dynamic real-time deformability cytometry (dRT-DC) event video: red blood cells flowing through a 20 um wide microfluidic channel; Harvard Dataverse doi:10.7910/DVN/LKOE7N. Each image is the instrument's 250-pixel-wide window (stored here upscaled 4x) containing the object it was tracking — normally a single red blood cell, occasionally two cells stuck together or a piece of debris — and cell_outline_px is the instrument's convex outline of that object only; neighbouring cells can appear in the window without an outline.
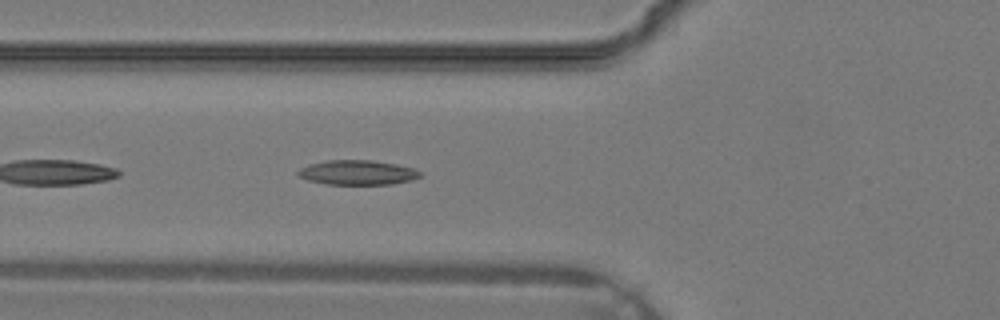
{"species": "common noctule bat (a hibernating species)", "species_latin": "Nyctalus noctula", "temperature_condition": "warm", "stored_images_in_passage": 36, "camera_frame_rate_fps": 3000, "um_per_image_px": 0.085, "animal": {"sex": "male", "body_mass_g": 19.2, "forearm_length_mm": 51.8}, "frame": {"image": 1, "passage_image": 14, "time_ms": 4.333, "image_size_px": [1000, 320], "cell_outline_px": [[420, 176], [412, 180], [392, 184], [328, 184], [308, 180], [300, 176], [296, 172], [300, 168], [308, 164], [328, 160], [372, 160], [396, 164], [412, 168], [420, 172]], "centroid_in_image_um": [30.37, 14.66], "position_along_channel_um": 95.4, "area_um2": 17.4}}
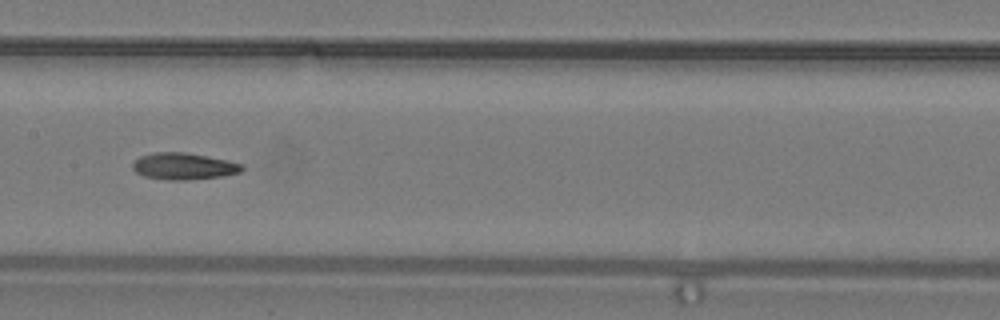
{"frame": {"image": 2, "passage_image": 19, "time_ms": 6.0, "image_size_px": [1000, 320], "cell_outline_px": [[244, 168], [240, 172], [224, 176], [188, 180], [168, 180], [144, 176], [136, 172], [132, 168], [132, 164], [140, 156], [156, 152], [184, 152], [228, 160], [244, 164]], "centroid_in_image_um": [15.64, 14.13], "position_along_channel_um": 191.8, "area_um2": 17.05}}
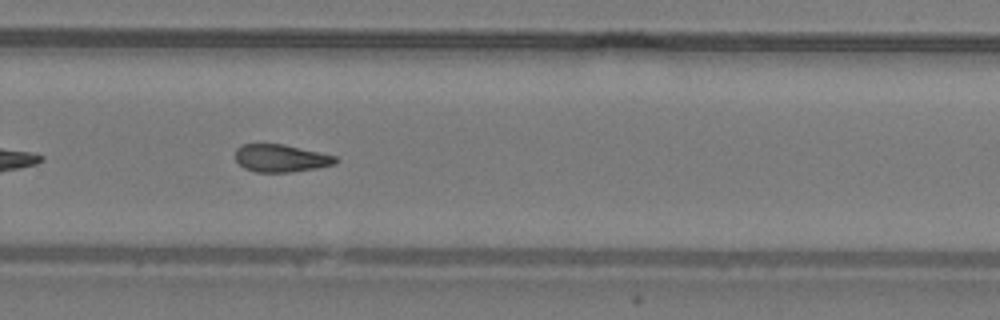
{"frame": {"image": 3, "passage_image": 25, "time_ms": 8.0, "image_size_px": [1000, 320], "cell_outline_px": [[340, 160], [336, 164], [316, 168], [292, 172], [256, 172], [244, 168], [236, 160], [236, 148], [240, 144], [284, 144], [320, 152], [336, 156]], "centroid_in_image_um": [23.9, 13.44], "position_along_channel_um": 305.9, "area_um2": 16.24}}